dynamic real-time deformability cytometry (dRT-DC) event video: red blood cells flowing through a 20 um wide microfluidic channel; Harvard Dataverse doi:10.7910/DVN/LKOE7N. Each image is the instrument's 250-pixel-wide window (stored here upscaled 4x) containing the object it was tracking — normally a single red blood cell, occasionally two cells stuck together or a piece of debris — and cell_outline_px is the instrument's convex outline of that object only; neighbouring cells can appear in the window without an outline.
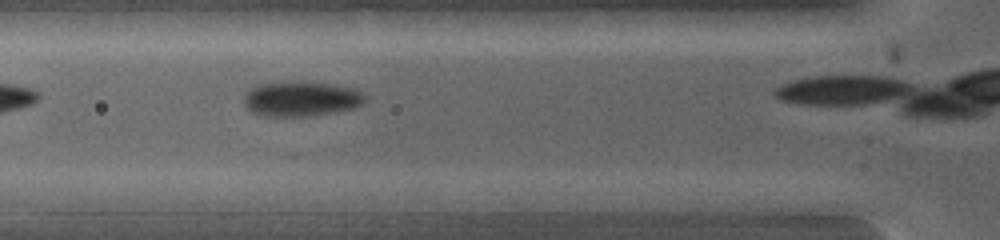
{"species": "common noctule bat (a hibernating species)", "species_latin": "Nyctalus noctula", "temperature_condition": "warm", "stored_images_in_passage": 3, "camera_frame_rate_fps": 5000, "um_per_image_px": 0.085, "animal": {"sex": "female", "body_mass_g": 19.0, "forearm_length_mm": 53.3}, "frame": {"image": 1, "passage_image": 2, "time_ms": 0.2, "image_size_px": [1000, 240], "cell_outline_px": [[596, 204], [592, 212], [500, 212], [488, 200], [508, 192], [584, 192], [596, 200]], "centroid_in_image_um": [46.25, 17.19], "position_along_channel_um": 79.5, "area_um2": 14.05}}